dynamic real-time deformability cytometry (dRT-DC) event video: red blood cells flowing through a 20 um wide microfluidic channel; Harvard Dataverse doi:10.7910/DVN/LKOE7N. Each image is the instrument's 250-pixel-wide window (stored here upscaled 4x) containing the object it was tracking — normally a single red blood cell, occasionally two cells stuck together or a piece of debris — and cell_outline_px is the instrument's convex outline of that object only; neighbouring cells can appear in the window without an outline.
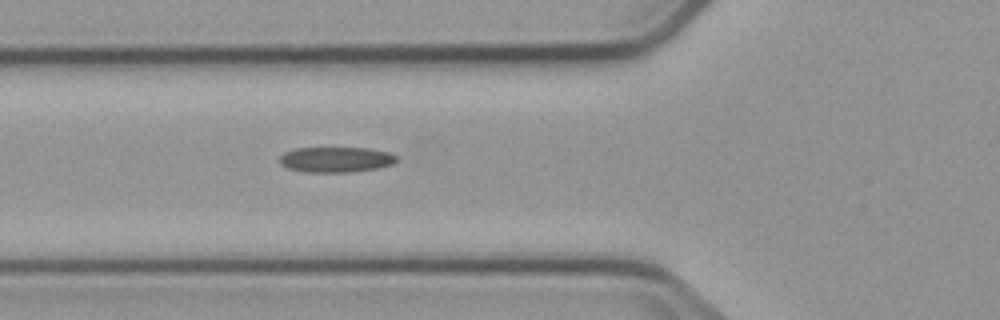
{"species": "common noctule bat (a hibernating species)", "species_latin": "Nyctalus noctula", "temperature_condition": "cold", "stored_images_in_passage": 5, "camera_frame_rate_fps": 3000, "um_per_image_px": 0.085, "animal": {"sex": "male", "body_mass_g": 23.1, "forearm_length_mm": 52.7}, "frame": {"image": 1, "passage_image": 5, "time_ms": 5.667, "image_size_px": [1000, 320], "cell_outline_px": [[396, 160], [392, 164], [376, 168], [352, 172], [304, 172], [288, 168], [280, 164], [280, 156], [284, 152], [296, 148], [368, 148], [388, 152], [396, 156]], "centroid_in_image_um": [28.52, 13.56], "position_along_channel_um": 97.3, "area_um2": 17.22}}